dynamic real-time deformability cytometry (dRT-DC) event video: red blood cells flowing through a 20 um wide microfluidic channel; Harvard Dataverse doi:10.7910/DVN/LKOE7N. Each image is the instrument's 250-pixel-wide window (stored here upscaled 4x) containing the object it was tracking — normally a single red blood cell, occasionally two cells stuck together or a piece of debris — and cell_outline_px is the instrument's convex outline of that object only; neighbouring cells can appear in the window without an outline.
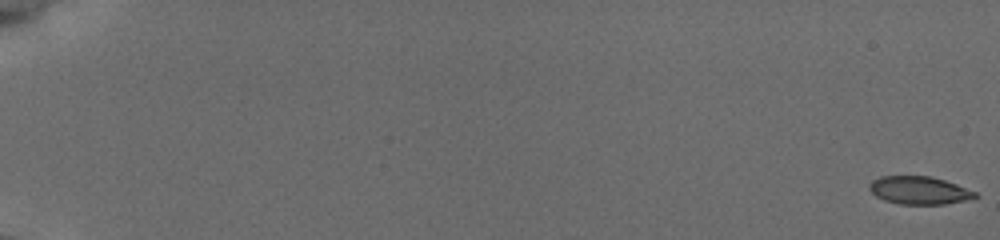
{"species": "common noctule bat (a hibernating species)", "species_latin": "Nyctalus noctula", "temperature_condition": "cold", "stored_images_in_passage": 57, "camera_frame_rate_fps": 3000, "um_per_image_px": 0.085, "animal": {"sex": "female", "body_mass_g": 19.5, "forearm_length_mm": 54.1}, "frame": {"image": 1, "passage_image": 1, "time_ms": 0.0, "image_size_px": [1000, 240], "cell_outline_px": [[980, 196], [964, 200], [944, 204], [900, 204], [884, 200], [876, 196], [868, 188], [868, 184], [872, 180], [880, 176], [932, 176], [956, 184], [976, 192]], "centroid_in_image_um": [78.1, 16.17], "position_along_channel_um": 6.9, "area_um2": 17.17}}
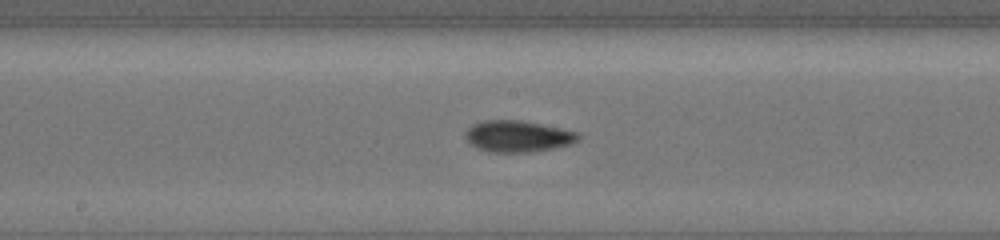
{"frame": {"image": 2, "passage_image": 33, "time_ms": 10.667, "image_size_px": [1000, 240], "cell_outline_px": [[580, 140], [572, 144], [556, 148], [528, 152], [488, 152], [476, 148], [468, 144], [464, 136], [464, 132], [472, 124], [484, 120], [524, 120], [580, 132]], "centroid_in_image_um": [44.01, 11.58], "position_along_channel_um": 204.2, "area_um2": 21.21}}
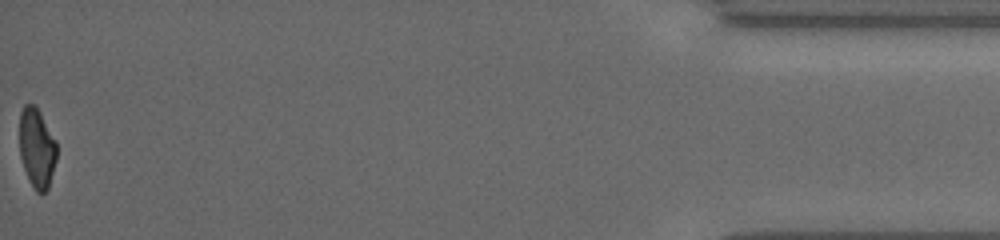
{"frame": {"image": 3, "passage_image": 57, "time_ms": 18.667, "image_size_px": [1000, 240], "cell_outline_px": [[56, 160], [48, 188], [44, 192], [36, 192], [24, 168], [20, 156], [20, 112], [24, 104], [36, 104], [56, 140]], "centroid_in_image_um": [3.13, 12.52], "position_along_channel_um": 432.1, "area_um2": 17.17}, "authors_computed_cell_mechanics": {"area_um2": 18.6694, "velocity_mm_per_s": 3.8448, "shape_relaxation_time_tau1_ms": 4.1981, "shape_relaxation_time_tau2_ms": 2.7961, "deformation_change_tau1": 0.1172, "deformation_change_tau2": 0.0718}}